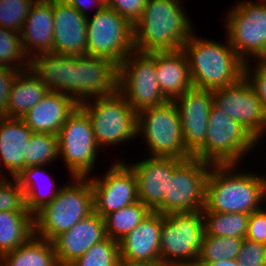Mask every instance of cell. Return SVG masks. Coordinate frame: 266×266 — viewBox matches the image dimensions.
Wrapping results in <instances>:
<instances>
[{
	"label": "cell",
	"instance_id": "1",
	"mask_svg": "<svg viewBox=\"0 0 266 266\" xmlns=\"http://www.w3.org/2000/svg\"><path fill=\"white\" fill-rule=\"evenodd\" d=\"M180 2L147 0L142 17L133 25L136 51L152 53L182 49L194 32V26Z\"/></svg>",
	"mask_w": 266,
	"mask_h": 266
},
{
	"label": "cell",
	"instance_id": "2",
	"mask_svg": "<svg viewBox=\"0 0 266 266\" xmlns=\"http://www.w3.org/2000/svg\"><path fill=\"white\" fill-rule=\"evenodd\" d=\"M235 167L233 164L211 166L204 206L209 211L251 214L262 208L261 203L266 200V176L246 170L236 172Z\"/></svg>",
	"mask_w": 266,
	"mask_h": 266
},
{
	"label": "cell",
	"instance_id": "3",
	"mask_svg": "<svg viewBox=\"0 0 266 266\" xmlns=\"http://www.w3.org/2000/svg\"><path fill=\"white\" fill-rule=\"evenodd\" d=\"M193 32L184 43L193 87L215 90L236 83L244 76V61L226 37V44L197 37Z\"/></svg>",
	"mask_w": 266,
	"mask_h": 266
},
{
	"label": "cell",
	"instance_id": "4",
	"mask_svg": "<svg viewBox=\"0 0 266 266\" xmlns=\"http://www.w3.org/2000/svg\"><path fill=\"white\" fill-rule=\"evenodd\" d=\"M56 198L34 214V234L52 241L93 213L90 177H73Z\"/></svg>",
	"mask_w": 266,
	"mask_h": 266
},
{
	"label": "cell",
	"instance_id": "5",
	"mask_svg": "<svg viewBox=\"0 0 266 266\" xmlns=\"http://www.w3.org/2000/svg\"><path fill=\"white\" fill-rule=\"evenodd\" d=\"M259 141L239 122L214 104L204 145L192 156L212 165H237Z\"/></svg>",
	"mask_w": 266,
	"mask_h": 266
},
{
	"label": "cell",
	"instance_id": "6",
	"mask_svg": "<svg viewBox=\"0 0 266 266\" xmlns=\"http://www.w3.org/2000/svg\"><path fill=\"white\" fill-rule=\"evenodd\" d=\"M142 134L150 151V157L189 159L182 125L174 101L149 107L137 113V136Z\"/></svg>",
	"mask_w": 266,
	"mask_h": 266
},
{
	"label": "cell",
	"instance_id": "7",
	"mask_svg": "<svg viewBox=\"0 0 266 266\" xmlns=\"http://www.w3.org/2000/svg\"><path fill=\"white\" fill-rule=\"evenodd\" d=\"M89 101L79 107L90 119L99 148L138 137L137 112L118 90L110 96L91 99V103Z\"/></svg>",
	"mask_w": 266,
	"mask_h": 266
},
{
	"label": "cell",
	"instance_id": "8",
	"mask_svg": "<svg viewBox=\"0 0 266 266\" xmlns=\"http://www.w3.org/2000/svg\"><path fill=\"white\" fill-rule=\"evenodd\" d=\"M118 91L138 113L169 101L157 78L155 52L132 51L118 66Z\"/></svg>",
	"mask_w": 266,
	"mask_h": 266
},
{
	"label": "cell",
	"instance_id": "9",
	"mask_svg": "<svg viewBox=\"0 0 266 266\" xmlns=\"http://www.w3.org/2000/svg\"><path fill=\"white\" fill-rule=\"evenodd\" d=\"M86 27L88 55L110 59L119 66L135 50L133 26L107 6L88 15Z\"/></svg>",
	"mask_w": 266,
	"mask_h": 266
},
{
	"label": "cell",
	"instance_id": "10",
	"mask_svg": "<svg viewBox=\"0 0 266 266\" xmlns=\"http://www.w3.org/2000/svg\"><path fill=\"white\" fill-rule=\"evenodd\" d=\"M204 233L202 210L164 215L160 260L166 264L197 263Z\"/></svg>",
	"mask_w": 266,
	"mask_h": 266
},
{
	"label": "cell",
	"instance_id": "11",
	"mask_svg": "<svg viewBox=\"0 0 266 266\" xmlns=\"http://www.w3.org/2000/svg\"><path fill=\"white\" fill-rule=\"evenodd\" d=\"M226 17V36L244 61L266 57V4L260 1H239Z\"/></svg>",
	"mask_w": 266,
	"mask_h": 266
},
{
	"label": "cell",
	"instance_id": "12",
	"mask_svg": "<svg viewBox=\"0 0 266 266\" xmlns=\"http://www.w3.org/2000/svg\"><path fill=\"white\" fill-rule=\"evenodd\" d=\"M210 166L194 157L184 160L169 178L168 196L153 211L168 215L202 210Z\"/></svg>",
	"mask_w": 266,
	"mask_h": 266
},
{
	"label": "cell",
	"instance_id": "13",
	"mask_svg": "<svg viewBox=\"0 0 266 266\" xmlns=\"http://www.w3.org/2000/svg\"><path fill=\"white\" fill-rule=\"evenodd\" d=\"M58 154L63 157L71 178L89 177L100 151L88 115L78 106L60 128Z\"/></svg>",
	"mask_w": 266,
	"mask_h": 266
},
{
	"label": "cell",
	"instance_id": "14",
	"mask_svg": "<svg viewBox=\"0 0 266 266\" xmlns=\"http://www.w3.org/2000/svg\"><path fill=\"white\" fill-rule=\"evenodd\" d=\"M213 104L242 124L258 141L266 133V114L245 76L236 83L213 90Z\"/></svg>",
	"mask_w": 266,
	"mask_h": 266
},
{
	"label": "cell",
	"instance_id": "15",
	"mask_svg": "<svg viewBox=\"0 0 266 266\" xmlns=\"http://www.w3.org/2000/svg\"><path fill=\"white\" fill-rule=\"evenodd\" d=\"M90 183L93 212L102 218L139 201L135 172L124 161L113 163L101 179L91 177Z\"/></svg>",
	"mask_w": 266,
	"mask_h": 266
},
{
	"label": "cell",
	"instance_id": "16",
	"mask_svg": "<svg viewBox=\"0 0 266 266\" xmlns=\"http://www.w3.org/2000/svg\"><path fill=\"white\" fill-rule=\"evenodd\" d=\"M118 90V66L110 59L75 56L74 93L71 97L81 103L97 97L110 96Z\"/></svg>",
	"mask_w": 266,
	"mask_h": 266
},
{
	"label": "cell",
	"instance_id": "17",
	"mask_svg": "<svg viewBox=\"0 0 266 266\" xmlns=\"http://www.w3.org/2000/svg\"><path fill=\"white\" fill-rule=\"evenodd\" d=\"M186 150L193 156L205 143L213 90L191 87L174 100Z\"/></svg>",
	"mask_w": 266,
	"mask_h": 266
},
{
	"label": "cell",
	"instance_id": "18",
	"mask_svg": "<svg viewBox=\"0 0 266 266\" xmlns=\"http://www.w3.org/2000/svg\"><path fill=\"white\" fill-rule=\"evenodd\" d=\"M53 53L68 56L87 54V17L67 0H52Z\"/></svg>",
	"mask_w": 266,
	"mask_h": 266
},
{
	"label": "cell",
	"instance_id": "19",
	"mask_svg": "<svg viewBox=\"0 0 266 266\" xmlns=\"http://www.w3.org/2000/svg\"><path fill=\"white\" fill-rule=\"evenodd\" d=\"M186 159L149 157L129 164L137 180L138 200L152 211L168 196L169 178Z\"/></svg>",
	"mask_w": 266,
	"mask_h": 266
},
{
	"label": "cell",
	"instance_id": "20",
	"mask_svg": "<svg viewBox=\"0 0 266 266\" xmlns=\"http://www.w3.org/2000/svg\"><path fill=\"white\" fill-rule=\"evenodd\" d=\"M106 238L104 219L93 212L52 240L59 266H69Z\"/></svg>",
	"mask_w": 266,
	"mask_h": 266
},
{
	"label": "cell",
	"instance_id": "21",
	"mask_svg": "<svg viewBox=\"0 0 266 266\" xmlns=\"http://www.w3.org/2000/svg\"><path fill=\"white\" fill-rule=\"evenodd\" d=\"M53 34L52 0H35L20 32L26 56L53 53Z\"/></svg>",
	"mask_w": 266,
	"mask_h": 266
},
{
	"label": "cell",
	"instance_id": "22",
	"mask_svg": "<svg viewBox=\"0 0 266 266\" xmlns=\"http://www.w3.org/2000/svg\"><path fill=\"white\" fill-rule=\"evenodd\" d=\"M78 106L70 95L48 91L22 119L33 132L57 135Z\"/></svg>",
	"mask_w": 266,
	"mask_h": 266
},
{
	"label": "cell",
	"instance_id": "23",
	"mask_svg": "<svg viewBox=\"0 0 266 266\" xmlns=\"http://www.w3.org/2000/svg\"><path fill=\"white\" fill-rule=\"evenodd\" d=\"M164 215L152 211L119 241L120 258L132 261L160 260V230Z\"/></svg>",
	"mask_w": 266,
	"mask_h": 266
},
{
	"label": "cell",
	"instance_id": "24",
	"mask_svg": "<svg viewBox=\"0 0 266 266\" xmlns=\"http://www.w3.org/2000/svg\"><path fill=\"white\" fill-rule=\"evenodd\" d=\"M32 134L22 118H0V164L9 171L10 178H16L25 169V153ZM2 172L0 177H6Z\"/></svg>",
	"mask_w": 266,
	"mask_h": 266
},
{
	"label": "cell",
	"instance_id": "25",
	"mask_svg": "<svg viewBox=\"0 0 266 266\" xmlns=\"http://www.w3.org/2000/svg\"><path fill=\"white\" fill-rule=\"evenodd\" d=\"M30 71L49 91L72 95L74 93L75 56L43 53L29 59Z\"/></svg>",
	"mask_w": 266,
	"mask_h": 266
},
{
	"label": "cell",
	"instance_id": "26",
	"mask_svg": "<svg viewBox=\"0 0 266 266\" xmlns=\"http://www.w3.org/2000/svg\"><path fill=\"white\" fill-rule=\"evenodd\" d=\"M155 64L161 91L169 101H174L193 86L188 60L182 49L155 52Z\"/></svg>",
	"mask_w": 266,
	"mask_h": 266
},
{
	"label": "cell",
	"instance_id": "27",
	"mask_svg": "<svg viewBox=\"0 0 266 266\" xmlns=\"http://www.w3.org/2000/svg\"><path fill=\"white\" fill-rule=\"evenodd\" d=\"M48 91L30 69L19 71L10 87L6 117L22 118Z\"/></svg>",
	"mask_w": 266,
	"mask_h": 266
},
{
	"label": "cell",
	"instance_id": "28",
	"mask_svg": "<svg viewBox=\"0 0 266 266\" xmlns=\"http://www.w3.org/2000/svg\"><path fill=\"white\" fill-rule=\"evenodd\" d=\"M2 266H59L52 241L35 234L14 251L1 256Z\"/></svg>",
	"mask_w": 266,
	"mask_h": 266
},
{
	"label": "cell",
	"instance_id": "29",
	"mask_svg": "<svg viewBox=\"0 0 266 266\" xmlns=\"http://www.w3.org/2000/svg\"><path fill=\"white\" fill-rule=\"evenodd\" d=\"M34 235L30 212L0 211V257L14 251Z\"/></svg>",
	"mask_w": 266,
	"mask_h": 266
},
{
	"label": "cell",
	"instance_id": "30",
	"mask_svg": "<svg viewBox=\"0 0 266 266\" xmlns=\"http://www.w3.org/2000/svg\"><path fill=\"white\" fill-rule=\"evenodd\" d=\"M151 212L152 210L148 206L141 201H137L106 215L103 219L107 237L119 242L146 219Z\"/></svg>",
	"mask_w": 266,
	"mask_h": 266
},
{
	"label": "cell",
	"instance_id": "31",
	"mask_svg": "<svg viewBox=\"0 0 266 266\" xmlns=\"http://www.w3.org/2000/svg\"><path fill=\"white\" fill-rule=\"evenodd\" d=\"M202 213L206 235L245 238L250 214L211 212L205 207Z\"/></svg>",
	"mask_w": 266,
	"mask_h": 266
},
{
	"label": "cell",
	"instance_id": "32",
	"mask_svg": "<svg viewBox=\"0 0 266 266\" xmlns=\"http://www.w3.org/2000/svg\"><path fill=\"white\" fill-rule=\"evenodd\" d=\"M45 166H30L26 167L17 177L20 187L24 191L26 208L31 214H35L38 210H40L47 203L52 202L58 192L61 190L59 187L56 189V184L54 179H52V189L48 193H39L36 191V183L37 180L40 179L42 173H44ZM38 176V177H37ZM42 177V176H41ZM40 181V180H38ZM54 181V182H53ZM51 185V184H50ZM51 188V187H50ZM55 188V189H54Z\"/></svg>",
	"mask_w": 266,
	"mask_h": 266
},
{
	"label": "cell",
	"instance_id": "33",
	"mask_svg": "<svg viewBox=\"0 0 266 266\" xmlns=\"http://www.w3.org/2000/svg\"><path fill=\"white\" fill-rule=\"evenodd\" d=\"M242 242L243 238L208 236L204 233L197 263L237 260Z\"/></svg>",
	"mask_w": 266,
	"mask_h": 266
},
{
	"label": "cell",
	"instance_id": "34",
	"mask_svg": "<svg viewBox=\"0 0 266 266\" xmlns=\"http://www.w3.org/2000/svg\"><path fill=\"white\" fill-rule=\"evenodd\" d=\"M59 158L58 136L33 132L25 153V168L45 165Z\"/></svg>",
	"mask_w": 266,
	"mask_h": 266
},
{
	"label": "cell",
	"instance_id": "35",
	"mask_svg": "<svg viewBox=\"0 0 266 266\" xmlns=\"http://www.w3.org/2000/svg\"><path fill=\"white\" fill-rule=\"evenodd\" d=\"M0 66L18 71L29 68V58L23 49L20 33L2 27H0Z\"/></svg>",
	"mask_w": 266,
	"mask_h": 266
},
{
	"label": "cell",
	"instance_id": "36",
	"mask_svg": "<svg viewBox=\"0 0 266 266\" xmlns=\"http://www.w3.org/2000/svg\"><path fill=\"white\" fill-rule=\"evenodd\" d=\"M119 259V242L107 237L94 244L69 266H116Z\"/></svg>",
	"mask_w": 266,
	"mask_h": 266
},
{
	"label": "cell",
	"instance_id": "37",
	"mask_svg": "<svg viewBox=\"0 0 266 266\" xmlns=\"http://www.w3.org/2000/svg\"><path fill=\"white\" fill-rule=\"evenodd\" d=\"M35 0H0V27L20 33Z\"/></svg>",
	"mask_w": 266,
	"mask_h": 266
},
{
	"label": "cell",
	"instance_id": "38",
	"mask_svg": "<svg viewBox=\"0 0 266 266\" xmlns=\"http://www.w3.org/2000/svg\"><path fill=\"white\" fill-rule=\"evenodd\" d=\"M7 178L0 177V211L29 212L18 180Z\"/></svg>",
	"mask_w": 266,
	"mask_h": 266
},
{
	"label": "cell",
	"instance_id": "39",
	"mask_svg": "<svg viewBox=\"0 0 266 266\" xmlns=\"http://www.w3.org/2000/svg\"><path fill=\"white\" fill-rule=\"evenodd\" d=\"M249 63V61L244 63V76L259 98L266 114V62L263 59L258 60L257 67L254 66V68H251Z\"/></svg>",
	"mask_w": 266,
	"mask_h": 266
},
{
	"label": "cell",
	"instance_id": "40",
	"mask_svg": "<svg viewBox=\"0 0 266 266\" xmlns=\"http://www.w3.org/2000/svg\"><path fill=\"white\" fill-rule=\"evenodd\" d=\"M237 260L239 266H266V244L244 238Z\"/></svg>",
	"mask_w": 266,
	"mask_h": 266
},
{
	"label": "cell",
	"instance_id": "41",
	"mask_svg": "<svg viewBox=\"0 0 266 266\" xmlns=\"http://www.w3.org/2000/svg\"><path fill=\"white\" fill-rule=\"evenodd\" d=\"M147 0H105V6L113 9L132 26L142 17Z\"/></svg>",
	"mask_w": 266,
	"mask_h": 266
},
{
	"label": "cell",
	"instance_id": "42",
	"mask_svg": "<svg viewBox=\"0 0 266 266\" xmlns=\"http://www.w3.org/2000/svg\"><path fill=\"white\" fill-rule=\"evenodd\" d=\"M245 238L266 244V208L262 207L250 214Z\"/></svg>",
	"mask_w": 266,
	"mask_h": 266
},
{
	"label": "cell",
	"instance_id": "43",
	"mask_svg": "<svg viewBox=\"0 0 266 266\" xmlns=\"http://www.w3.org/2000/svg\"><path fill=\"white\" fill-rule=\"evenodd\" d=\"M18 72V70L0 66V118L6 116L10 87Z\"/></svg>",
	"mask_w": 266,
	"mask_h": 266
},
{
	"label": "cell",
	"instance_id": "44",
	"mask_svg": "<svg viewBox=\"0 0 266 266\" xmlns=\"http://www.w3.org/2000/svg\"><path fill=\"white\" fill-rule=\"evenodd\" d=\"M76 10H78L82 15L87 17L88 13L85 9L87 7L89 8L92 3L94 4L93 6H97L98 8H102L105 6V0H89L91 4L87 2L88 0H67ZM88 4V5H87ZM87 6V7H86Z\"/></svg>",
	"mask_w": 266,
	"mask_h": 266
},
{
	"label": "cell",
	"instance_id": "45",
	"mask_svg": "<svg viewBox=\"0 0 266 266\" xmlns=\"http://www.w3.org/2000/svg\"><path fill=\"white\" fill-rule=\"evenodd\" d=\"M116 266H168L161 260L155 261H132L120 258Z\"/></svg>",
	"mask_w": 266,
	"mask_h": 266
},
{
	"label": "cell",
	"instance_id": "46",
	"mask_svg": "<svg viewBox=\"0 0 266 266\" xmlns=\"http://www.w3.org/2000/svg\"><path fill=\"white\" fill-rule=\"evenodd\" d=\"M199 266H239L238 260H220L214 263H197Z\"/></svg>",
	"mask_w": 266,
	"mask_h": 266
},
{
	"label": "cell",
	"instance_id": "47",
	"mask_svg": "<svg viewBox=\"0 0 266 266\" xmlns=\"http://www.w3.org/2000/svg\"><path fill=\"white\" fill-rule=\"evenodd\" d=\"M168 266H199L197 263H186V264H168Z\"/></svg>",
	"mask_w": 266,
	"mask_h": 266
},
{
	"label": "cell",
	"instance_id": "48",
	"mask_svg": "<svg viewBox=\"0 0 266 266\" xmlns=\"http://www.w3.org/2000/svg\"><path fill=\"white\" fill-rule=\"evenodd\" d=\"M259 1L266 4V0H259Z\"/></svg>",
	"mask_w": 266,
	"mask_h": 266
}]
</instances>
